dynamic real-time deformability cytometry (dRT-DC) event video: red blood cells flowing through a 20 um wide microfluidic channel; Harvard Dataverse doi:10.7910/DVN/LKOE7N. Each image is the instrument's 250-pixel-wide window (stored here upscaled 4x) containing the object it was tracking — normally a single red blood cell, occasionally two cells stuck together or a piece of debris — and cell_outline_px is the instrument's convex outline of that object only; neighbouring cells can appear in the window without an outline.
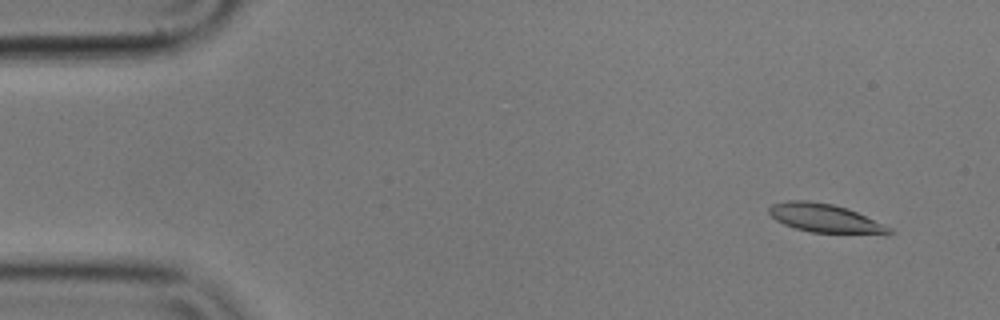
{"species": "common noctule bat (a hibernating species)", "species_latin": "Nyctalus noctula", "temperature_condition": "cold", "stored_images_in_passage": 57, "camera_frame_rate_fps": 3000, "um_per_image_px": 0.085, "animal": {"sex": "male", "body_mass_g": 17.9}, "frame": {"image": 1, "passage_image": 4, "time_ms": 1.0, "image_size_px": [1000, 320], "cell_outline_px": [[896, 232], [812, 232], [796, 228], [784, 224], [776, 220], [768, 212], [768, 208], [772, 204], [788, 200], [808, 200], [832, 204], [848, 208], [892, 228]], "centroid_in_image_um": [70.02, 18.5], "position_along_channel_um": 15.0, "area_um2": 19.31}}
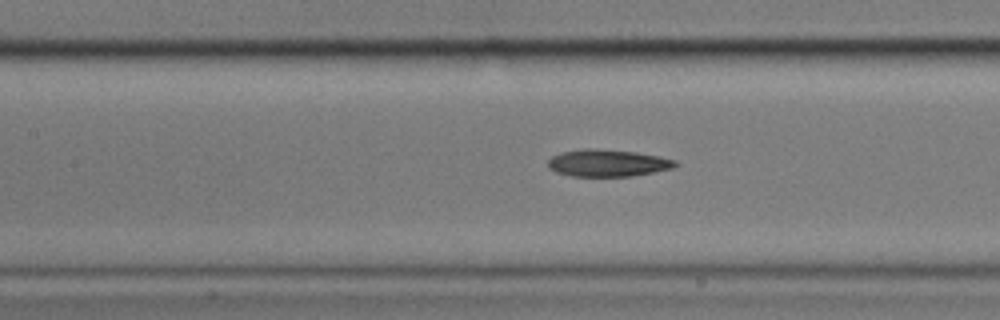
{"frame": {"image": 2, "passage_image": 25, "time_ms": 8.0, "image_size_px": [1000, 320], "cell_outline_px": [[680, 164], [672, 168], [632, 176], [572, 176], [556, 172], [548, 168], [548, 160], [552, 156], [564, 152], [584, 148], [592, 148], [636, 152], [660, 156], [676, 160]], "centroid_in_image_um": [51.67, 13.85], "position_along_channel_um": 155.7, "area_um2": 20.06}}
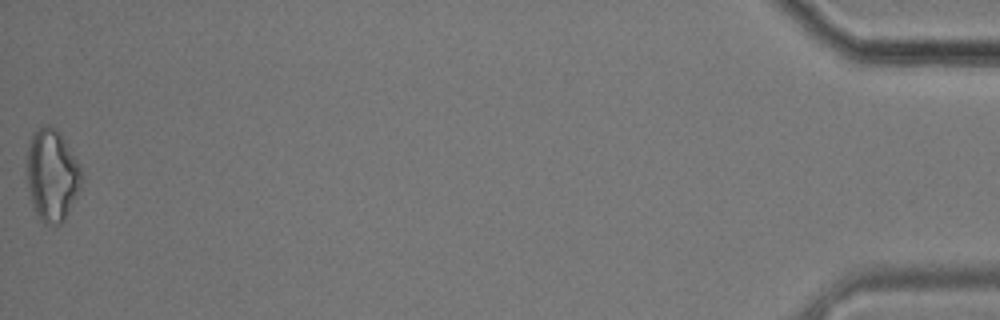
{"frame": {"image": 3, "passage_image": 57, "time_ms": 18.667, "image_size_px": [1000, 320], "cell_outline_px": [[84, 176], [80, 188], [64, 220], [60, 224], [44, 224], [36, 212], [32, 204], [28, 188], [28, 148], [32, 132], [48, 124], [56, 128], [60, 132], [80, 164]], "centroid_in_image_um": [4.45, 14.87], "position_along_channel_um": 430.8, "area_um2": 29.25}, "authors_computed_cell_mechanics": {"area_um2": 20.4612, "velocity_mm_per_s": 3.5045, "shape_relaxation_time_tau1_ms": 4.1207, "shape_relaxation_time_tau2_ms": null, "deformation_change_tau1": 0.1433, "deformation_change_tau2": null}}